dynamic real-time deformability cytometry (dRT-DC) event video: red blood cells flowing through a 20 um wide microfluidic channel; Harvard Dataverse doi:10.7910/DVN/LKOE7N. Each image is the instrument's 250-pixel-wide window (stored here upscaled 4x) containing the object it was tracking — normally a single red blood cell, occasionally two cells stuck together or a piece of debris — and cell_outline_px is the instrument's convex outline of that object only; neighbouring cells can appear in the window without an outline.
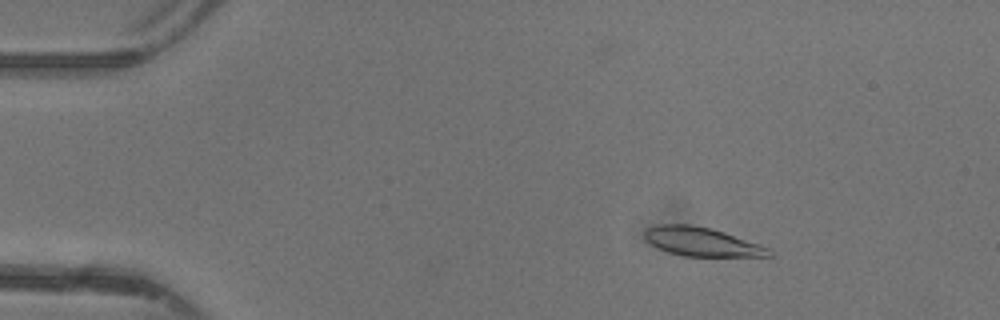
{"species": "common noctule bat (a hibernating species)", "species_latin": "Nyctalus noctula", "temperature_condition": "warm", "stored_images_in_passage": 48, "camera_frame_rate_fps": 3000, "um_per_image_px": 0.085, "animal": {"sex": "female"}, "frame": {"image": 1, "passage_image": 8, "time_ms": 2.333, "image_size_px": [1000, 320], "cell_outline_px": [[772, 256], [684, 256], [668, 252], [652, 244], [644, 236], [644, 232], [648, 228], [656, 224], [692, 224], [712, 228], [772, 248]], "centroid_in_image_um": [59.68, 20.54], "position_along_channel_um": 25.3, "area_um2": 20.87}}
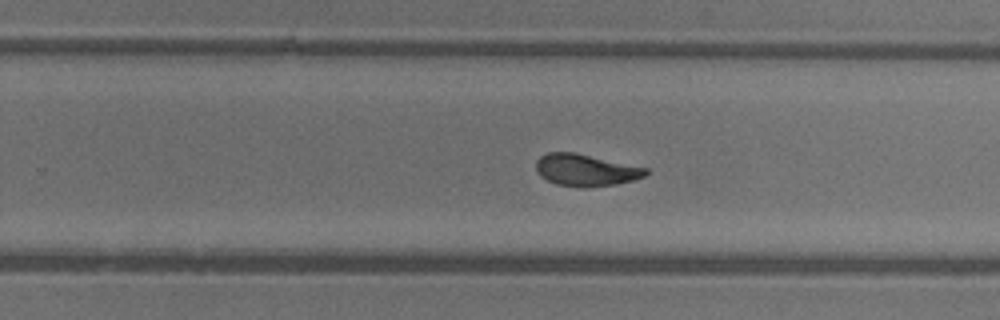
{"frame": {"image": 2, "passage_image": 31, "time_ms": 10.0, "image_size_px": [1000, 320], "cell_outline_px": [[648, 172], [644, 176], [632, 180], [616, 184], [584, 188], [580, 188], [556, 184], [540, 176], [536, 172], [536, 160], [540, 156], [548, 152], [576, 152], [648, 168]], "centroid_in_image_um": [49.76, 14.45], "position_along_channel_um": 280.0, "area_um2": 20.58}}
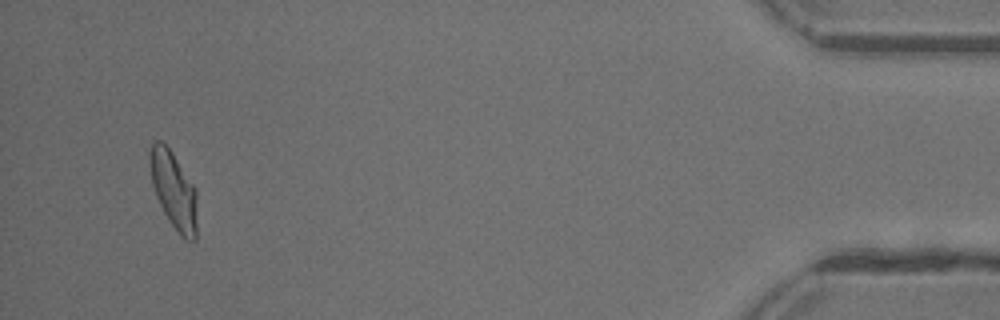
{"frame": {"image": 3, "passage_image": 46, "time_ms": 15.0, "image_size_px": [1000, 320], "cell_outline_px": [[196, 240], [184, 240], [180, 236], [164, 212], [156, 196], [152, 184], [148, 160], [148, 152], [152, 140], [160, 140], [172, 152], [196, 188]], "centroid_in_image_um": [14.74, 16.13], "position_along_channel_um": 420.5, "area_um2": 21.39}, "authors_computed_cell_mechanics": {"area_um2": 21.0681, "velocity_mm_per_s": 4.3715, "shape_relaxation_time_tau1_ms": 4.3214, "shape_relaxation_time_tau2_ms": 1.4803, "deformation_change_tau1": 0.1861, "deformation_change_tau2": 0.0793}}